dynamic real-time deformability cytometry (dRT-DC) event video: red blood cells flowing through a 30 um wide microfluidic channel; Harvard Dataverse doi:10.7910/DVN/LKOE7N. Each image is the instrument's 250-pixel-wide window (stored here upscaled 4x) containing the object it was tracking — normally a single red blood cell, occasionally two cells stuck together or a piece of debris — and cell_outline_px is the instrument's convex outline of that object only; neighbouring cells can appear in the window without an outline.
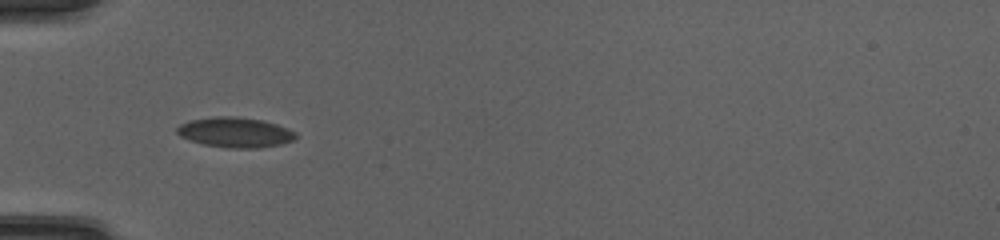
{"species": "common noctule bat (a hibernating species)", "species_latin": "Nyctalus noctula", "temperature_condition": "cold", "stored_images_in_passage": 36, "camera_frame_rate_fps": 3000, "um_per_image_px": 0.085, "animal": {"sex": "female", "body_mass_g": 20.0, "forearm_length_mm": 54.0}, "frame": {"image": 1, "passage_image": 2, "time_ms": 0.333, "image_size_px": [1000, 240], "cell_outline_px": [[296, 136], [292, 140], [280, 144], [260, 148], [228, 148], [204, 144], [180, 136], [176, 132], [176, 128], [180, 124], [188, 120], [216, 116], [236, 116], [264, 120], [288, 128], [296, 132]], "centroid_in_image_um": [19.98, 11.24], "position_along_channel_um": 65.0, "area_um2": 20.87}}
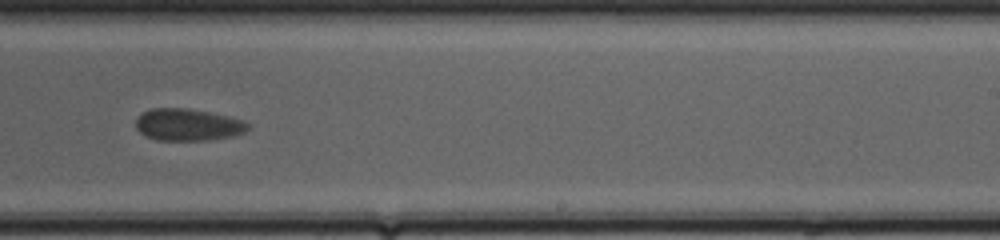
{"frame": {"image": 2, "passage_image": 18, "time_ms": 5.667, "image_size_px": [1000, 240], "cell_outline_px": [[248, 128], [244, 132], [232, 136], [208, 140], [156, 140], [140, 132], [136, 128], [136, 120], [144, 112], [152, 108], [184, 108], [208, 112], [228, 116], [244, 120], [248, 124]], "centroid_in_image_um": [15.97, 10.6], "position_along_channel_um": 273.0, "area_um2": 20.63}}
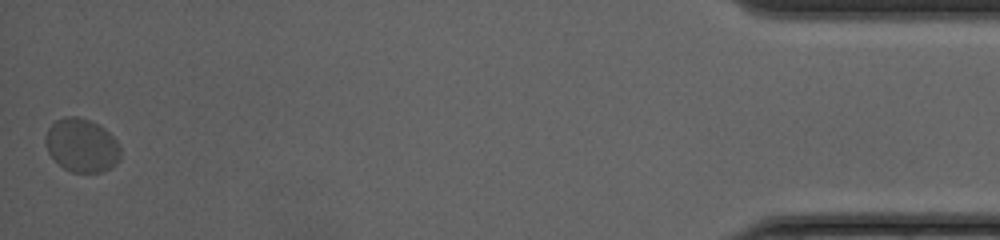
{"frame": {"image": 3, "passage_image": 36, "time_ms": 11.667, "image_size_px": [1000, 240], "cell_outline_px": [[120, 160], [116, 164], [100, 172], [72, 172], [64, 168], [48, 152], [44, 140], [48, 128], [56, 120], [64, 116], [76, 116], [88, 120], [104, 128], [116, 140], [120, 148]], "centroid_in_image_um": [6.94, 12.35], "position_along_channel_um": 428.3, "area_um2": 23.18}, "authors_computed_cell_mechanics": {"area_um2": 21.1548, "velocity_mm_per_s": 3.986, "shape_relaxation_time_tau1_ms": 3.576, "shape_relaxation_time_tau2_ms": null, "deformation_change_tau1": 0.0677, "deformation_change_tau2": null}}